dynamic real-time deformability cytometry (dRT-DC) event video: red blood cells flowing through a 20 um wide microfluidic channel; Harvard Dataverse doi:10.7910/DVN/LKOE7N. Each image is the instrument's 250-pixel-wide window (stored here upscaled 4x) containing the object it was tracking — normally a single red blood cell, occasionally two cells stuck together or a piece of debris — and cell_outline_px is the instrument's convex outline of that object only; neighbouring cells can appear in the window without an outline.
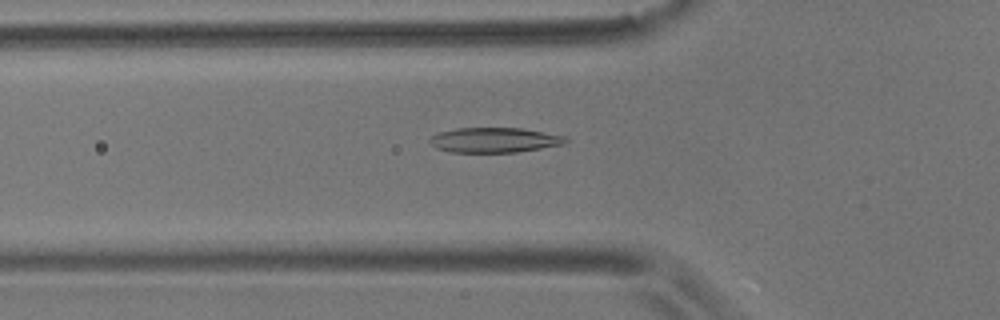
{"species": "common noctule bat (a hibernating species)", "species_latin": "Nyctalus noctula", "temperature_condition": "room temperature", "stored_images_in_passage": 56, "camera_frame_rate_fps": 3000, "um_per_image_px": 0.085, "animal": {"sex": "male", "body_mass_g": 17.9}, "frame": {"image": 1, "passage_image": 19, "time_ms": 6.0, "image_size_px": [1000, 320], "cell_outline_px": [[568, 140], [564, 144], [516, 152], [452, 152], [436, 148], [428, 140], [432, 136], [440, 132], [456, 128], [520, 128], [568, 136]], "centroid_in_image_um": [42.04, 11.9], "position_along_channel_um": 83.8, "area_um2": 19.65}}
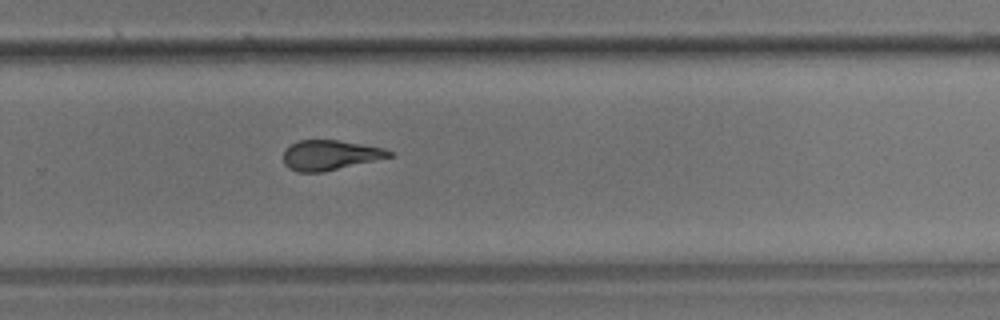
{"frame": {"image": 2, "passage_image": 37, "time_ms": 12.0, "image_size_px": [1000, 320], "cell_outline_px": [[392, 156], [320, 172], [296, 172], [288, 168], [284, 164], [284, 148], [300, 140], [336, 140], [384, 148], [392, 152]], "centroid_in_image_um": [27.99, 13.18], "position_along_channel_um": 301.8, "area_um2": 18.09}}
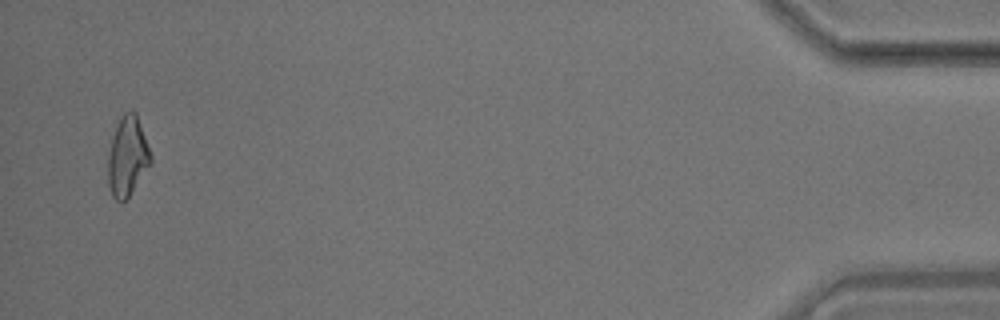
{"frame": {"image": 3, "passage_image": 54, "time_ms": 17.667, "image_size_px": [1000, 320], "cell_outline_px": [[152, 164], [128, 196], [124, 200], [116, 200], [112, 196], [108, 184], [108, 156], [112, 136], [124, 112], [132, 108], [136, 112], [152, 156]], "centroid_in_image_um": [10.85, 13.28], "position_along_channel_um": 424.4, "area_um2": 19.71}, "authors_computed_cell_mechanics": {"area_um2": 19.652, "velocity_mm_per_s": 3.6271, "shape_relaxation_time_tau1_ms": 9.806, "shape_relaxation_time_tau2_ms": 2.594, "deformation_change_tau1": 0.2434, "deformation_change_tau2": 0.1045}}